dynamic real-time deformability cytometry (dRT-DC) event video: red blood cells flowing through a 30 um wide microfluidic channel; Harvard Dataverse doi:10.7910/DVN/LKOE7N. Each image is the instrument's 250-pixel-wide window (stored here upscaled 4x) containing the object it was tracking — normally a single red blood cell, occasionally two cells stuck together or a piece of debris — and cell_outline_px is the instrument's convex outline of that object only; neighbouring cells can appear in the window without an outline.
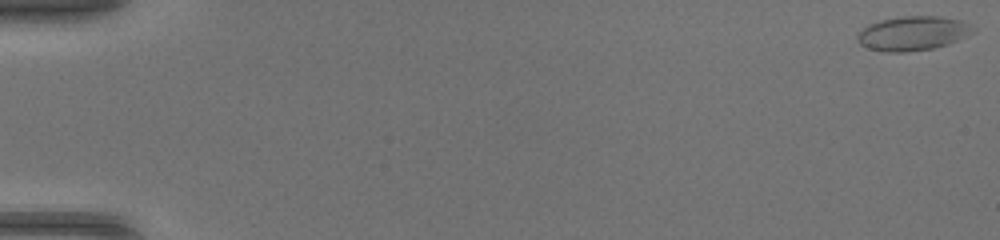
{"species": "common noctule bat (a hibernating species)", "species_latin": "Nyctalus noctula", "temperature_condition": "warm", "stored_images_in_passage": 50, "camera_frame_rate_fps": 3000, "um_per_image_px": 0.085, "animal": {"sex": "female", "body_mass_g": 17.0, "forearm_length_mm": 48.0}, "frame": {"image": 1, "passage_image": 1, "time_ms": 0.0, "image_size_px": [1000, 240], "cell_outline_px": [[976, 32], [968, 36], [948, 44], [932, 48], [904, 52], [884, 52], [868, 48], [860, 44], [856, 40], [856, 32], [868, 24], [880, 20], [904, 16], [940, 16], [960, 20], [972, 24], [976, 28]], "centroid_in_image_um": [77.59, 2.83], "position_along_channel_um": 7.4, "area_um2": 23.47}}
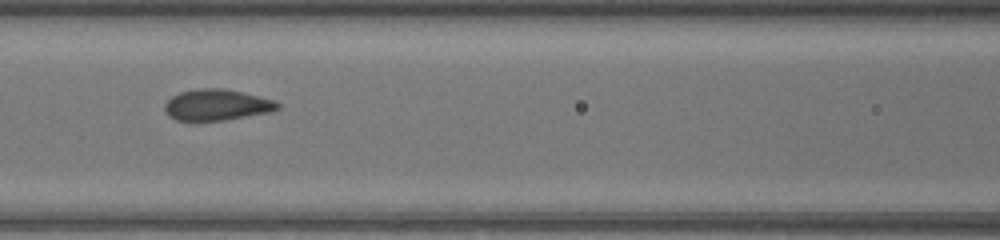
{"frame": {"image": 2, "passage_image": 24, "time_ms": 7.667, "image_size_px": [1000, 240], "cell_outline_px": [[280, 108], [268, 112], [224, 120], [176, 120], [168, 116], [164, 108], [164, 104], [172, 96], [180, 92], [196, 88], [224, 88], [272, 100], [280, 104]], "centroid_in_image_um": [18.37, 8.91], "position_along_channel_um": 148.2, "area_um2": 20.17}}
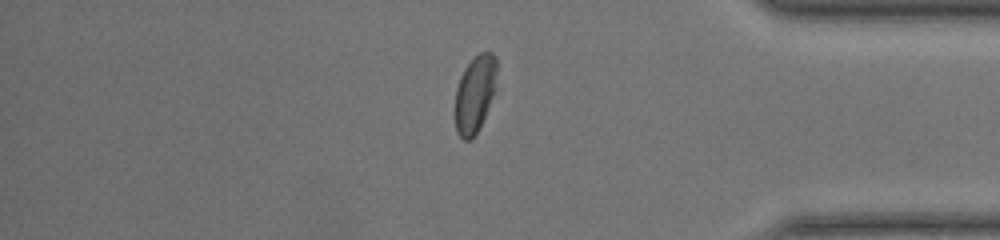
{"frame": {"image": 3, "passage_image": 43, "time_ms": 14.0, "image_size_px": [1000, 240], "cell_outline_px": [[496, 88], [480, 128], [472, 140], [464, 140], [456, 132], [456, 88], [460, 76], [464, 68], [480, 52], [492, 52], [496, 56]], "centroid_in_image_um": [40.38, 7.99], "position_along_channel_um": 394.8, "area_um2": 18.73}, "authors_computed_cell_mechanics": {"area_um2": 20.7502, "velocity_mm_per_s": 4.2288, "shape_relaxation_time_tau1_ms": 4.1792, "shape_relaxation_time_tau2_ms": null, "deformation_change_tau1": 0.142, "deformation_change_tau2": null}}